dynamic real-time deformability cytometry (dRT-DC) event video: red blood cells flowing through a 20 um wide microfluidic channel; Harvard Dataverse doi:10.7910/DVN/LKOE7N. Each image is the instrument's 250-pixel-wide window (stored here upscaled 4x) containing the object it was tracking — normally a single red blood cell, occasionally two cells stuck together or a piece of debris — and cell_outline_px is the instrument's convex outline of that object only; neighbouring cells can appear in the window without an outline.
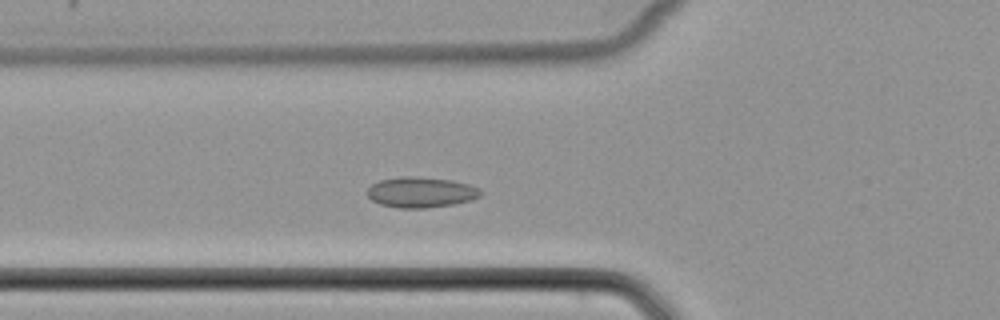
{"species": "common noctule bat (a hibernating species)", "species_latin": "Nyctalus noctula", "temperature_condition": "cold", "stored_images_in_passage": 36, "camera_frame_rate_fps": 3000, "um_per_image_px": 0.085, "animal": {"sex": "female", "body_mass_g": 22.7, "forearm_length_mm": 54.2}, "frame": {"image": 1, "passage_image": 2, "time_ms": 0.333, "image_size_px": [1000, 320], "cell_outline_px": [[484, 192], [480, 196], [472, 200], [452, 204], [424, 208], [400, 208], [380, 204], [372, 200], [368, 196], [368, 188], [372, 184], [380, 180], [396, 176], [416, 176], [452, 180], [468, 184], [480, 188]], "centroid_in_image_um": [35.8, 16.33], "position_along_channel_um": 90.0, "area_um2": 20.29}}
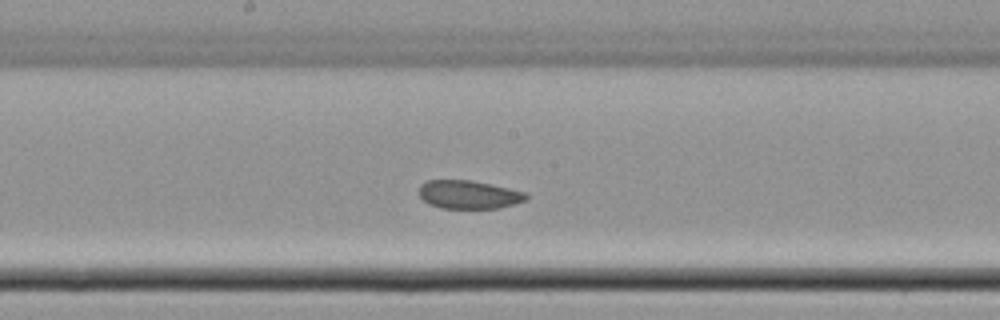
{"frame": {"image": 2, "passage_image": 11, "time_ms": 3.333, "image_size_px": [1000, 320], "cell_outline_px": [[528, 200], [500, 208], [440, 208], [428, 204], [416, 192], [420, 184], [428, 180], [472, 180], [508, 188], [524, 192], [528, 196]], "centroid_in_image_um": [39.8, 16.54], "position_along_channel_um": 208.4, "area_um2": 17.86}}
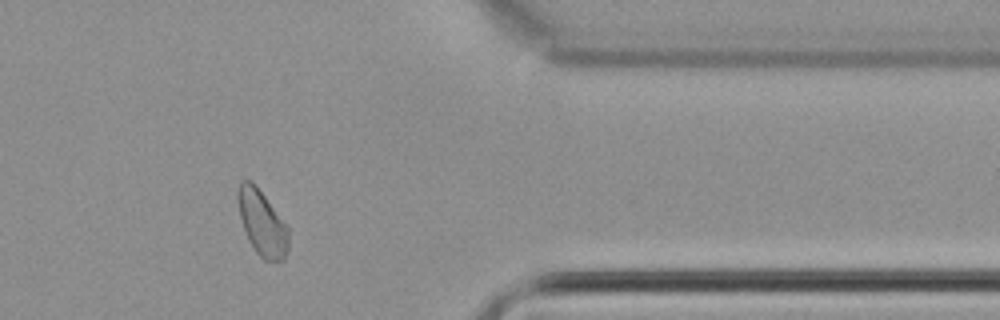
{"frame": {"image": 3, "passage_image": 26, "time_ms": 8.333, "image_size_px": [1000, 320], "cell_outline_px": [[288, 248], [284, 260], [264, 260], [256, 252], [248, 240], [240, 216], [236, 200], [236, 188], [240, 180], [248, 180], [256, 184], [288, 228]], "centroid_in_image_um": [22.24, 18.91], "position_along_channel_um": 389.2, "area_um2": 19.25}}